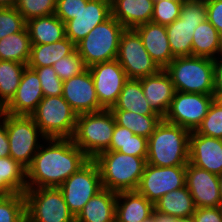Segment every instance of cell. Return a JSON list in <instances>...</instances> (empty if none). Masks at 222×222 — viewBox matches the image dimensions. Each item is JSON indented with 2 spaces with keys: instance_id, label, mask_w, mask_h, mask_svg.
Here are the masks:
<instances>
[{
  "instance_id": "8fae6325",
  "label": "cell",
  "mask_w": 222,
  "mask_h": 222,
  "mask_svg": "<svg viewBox=\"0 0 222 222\" xmlns=\"http://www.w3.org/2000/svg\"><path fill=\"white\" fill-rule=\"evenodd\" d=\"M67 207L77 217L85 204L103 189L97 163L90 159L58 187Z\"/></svg>"
},
{
  "instance_id": "9c48e42d",
  "label": "cell",
  "mask_w": 222,
  "mask_h": 222,
  "mask_svg": "<svg viewBox=\"0 0 222 222\" xmlns=\"http://www.w3.org/2000/svg\"><path fill=\"white\" fill-rule=\"evenodd\" d=\"M26 222H76L58 187L26 188Z\"/></svg>"
},
{
  "instance_id": "4fadbf2b",
  "label": "cell",
  "mask_w": 222,
  "mask_h": 222,
  "mask_svg": "<svg viewBox=\"0 0 222 222\" xmlns=\"http://www.w3.org/2000/svg\"><path fill=\"white\" fill-rule=\"evenodd\" d=\"M214 101L213 95L175 91L164 120L181 126L190 132L196 131Z\"/></svg>"
},
{
  "instance_id": "3957f363",
  "label": "cell",
  "mask_w": 222,
  "mask_h": 222,
  "mask_svg": "<svg viewBox=\"0 0 222 222\" xmlns=\"http://www.w3.org/2000/svg\"><path fill=\"white\" fill-rule=\"evenodd\" d=\"M99 168L102 187L116 193L136 191L146 160L143 157L103 151L93 159Z\"/></svg>"
},
{
  "instance_id": "1f68e13d",
  "label": "cell",
  "mask_w": 222,
  "mask_h": 222,
  "mask_svg": "<svg viewBox=\"0 0 222 222\" xmlns=\"http://www.w3.org/2000/svg\"><path fill=\"white\" fill-rule=\"evenodd\" d=\"M26 169L10 156L0 158V196L24 193Z\"/></svg>"
},
{
  "instance_id": "52a82bcc",
  "label": "cell",
  "mask_w": 222,
  "mask_h": 222,
  "mask_svg": "<svg viewBox=\"0 0 222 222\" xmlns=\"http://www.w3.org/2000/svg\"><path fill=\"white\" fill-rule=\"evenodd\" d=\"M125 27L113 16L96 25L76 44V50L87 68L94 64L117 59L119 42Z\"/></svg>"
},
{
  "instance_id": "4316f807",
  "label": "cell",
  "mask_w": 222,
  "mask_h": 222,
  "mask_svg": "<svg viewBox=\"0 0 222 222\" xmlns=\"http://www.w3.org/2000/svg\"><path fill=\"white\" fill-rule=\"evenodd\" d=\"M76 45L67 37L50 44H32L29 68L52 66L56 61L72 54Z\"/></svg>"
},
{
  "instance_id": "c3c4849f",
  "label": "cell",
  "mask_w": 222,
  "mask_h": 222,
  "mask_svg": "<svg viewBox=\"0 0 222 222\" xmlns=\"http://www.w3.org/2000/svg\"><path fill=\"white\" fill-rule=\"evenodd\" d=\"M155 212V222H176L177 218L168 214L161 213L159 211L153 210Z\"/></svg>"
},
{
  "instance_id": "8992f818",
  "label": "cell",
  "mask_w": 222,
  "mask_h": 222,
  "mask_svg": "<svg viewBox=\"0 0 222 222\" xmlns=\"http://www.w3.org/2000/svg\"><path fill=\"white\" fill-rule=\"evenodd\" d=\"M0 119L6 125L10 157L27 169L47 138L31 116L10 115L0 110Z\"/></svg>"
},
{
  "instance_id": "ffe728a7",
  "label": "cell",
  "mask_w": 222,
  "mask_h": 222,
  "mask_svg": "<svg viewBox=\"0 0 222 222\" xmlns=\"http://www.w3.org/2000/svg\"><path fill=\"white\" fill-rule=\"evenodd\" d=\"M43 97V90L37 73L26 66L15 96L2 111L10 115L30 116Z\"/></svg>"
},
{
  "instance_id": "30bf717a",
  "label": "cell",
  "mask_w": 222,
  "mask_h": 222,
  "mask_svg": "<svg viewBox=\"0 0 222 222\" xmlns=\"http://www.w3.org/2000/svg\"><path fill=\"white\" fill-rule=\"evenodd\" d=\"M207 20L206 1H184L180 17L166 25L170 48L174 57L192 55L195 28Z\"/></svg>"
},
{
  "instance_id": "816d5d0a",
  "label": "cell",
  "mask_w": 222,
  "mask_h": 222,
  "mask_svg": "<svg viewBox=\"0 0 222 222\" xmlns=\"http://www.w3.org/2000/svg\"><path fill=\"white\" fill-rule=\"evenodd\" d=\"M219 177L220 207L222 208V174Z\"/></svg>"
},
{
  "instance_id": "f1b7e54d",
  "label": "cell",
  "mask_w": 222,
  "mask_h": 222,
  "mask_svg": "<svg viewBox=\"0 0 222 222\" xmlns=\"http://www.w3.org/2000/svg\"><path fill=\"white\" fill-rule=\"evenodd\" d=\"M221 54L222 36L208 20H205L194 30L192 55L215 59Z\"/></svg>"
},
{
  "instance_id": "f6af8a7d",
  "label": "cell",
  "mask_w": 222,
  "mask_h": 222,
  "mask_svg": "<svg viewBox=\"0 0 222 222\" xmlns=\"http://www.w3.org/2000/svg\"><path fill=\"white\" fill-rule=\"evenodd\" d=\"M192 216L195 222H222V208L220 206L196 208Z\"/></svg>"
},
{
  "instance_id": "11a10c76",
  "label": "cell",
  "mask_w": 222,
  "mask_h": 222,
  "mask_svg": "<svg viewBox=\"0 0 222 222\" xmlns=\"http://www.w3.org/2000/svg\"><path fill=\"white\" fill-rule=\"evenodd\" d=\"M183 1H200V0H183Z\"/></svg>"
},
{
  "instance_id": "bcb514c9",
  "label": "cell",
  "mask_w": 222,
  "mask_h": 222,
  "mask_svg": "<svg viewBox=\"0 0 222 222\" xmlns=\"http://www.w3.org/2000/svg\"><path fill=\"white\" fill-rule=\"evenodd\" d=\"M10 156V144L7 135L6 125L0 119V158Z\"/></svg>"
},
{
  "instance_id": "ac0fdd59",
  "label": "cell",
  "mask_w": 222,
  "mask_h": 222,
  "mask_svg": "<svg viewBox=\"0 0 222 222\" xmlns=\"http://www.w3.org/2000/svg\"><path fill=\"white\" fill-rule=\"evenodd\" d=\"M112 16L111 3L107 0H88L75 18L65 23V36L75 45L87 34Z\"/></svg>"
},
{
  "instance_id": "484cf974",
  "label": "cell",
  "mask_w": 222,
  "mask_h": 222,
  "mask_svg": "<svg viewBox=\"0 0 222 222\" xmlns=\"http://www.w3.org/2000/svg\"><path fill=\"white\" fill-rule=\"evenodd\" d=\"M31 44H50L64 39L65 23L55 14L26 21Z\"/></svg>"
},
{
  "instance_id": "f907efd6",
  "label": "cell",
  "mask_w": 222,
  "mask_h": 222,
  "mask_svg": "<svg viewBox=\"0 0 222 222\" xmlns=\"http://www.w3.org/2000/svg\"><path fill=\"white\" fill-rule=\"evenodd\" d=\"M213 99L222 108V92H213Z\"/></svg>"
},
{
  "instance_id": "74e56055",
  "label": "cell",
  "mask_w": 222,
  "mask_h": 222,
  "mask_svg": "<svg viewBox=\"0 0 222 222\" xmlns=\"http://www.w3.org/2000/svg\"><path fill=\"white\" fill-rule=\"evenodd\" d=\"M183 0L154 1V11L151 22L168 25L180 17Z\"/></svg>"
},
{
  "instance_id": "d590c367",
  "label": "cell",
  "mask_w": 222,
  "mask_h": 222,
  "mask_svg": "<svg viewBox=\"0 0 222 222\" xmlns=\"http://www.w3.org/2000/svg\"><path fill=\"white\" fill-rule=\"evenodd\" d=\"M0 222H26L24 193L0 196Z\"/></svg>"
},
{
  "instance_id": "d6a6232c",
  "label": "cell",
  "mask_w": 222,
  "mask_h": 222,
  "mask_svg": "<svg viewBox=\"0 0 222 222\" xmlns=\"http://www.w3.org/2000/svg\"><path fill=\"white\" fill-rule=\"evenodd\" d=\"M31 46L27 28L21 32L7 35L0 40V60L15 61L27 65Z\"/></svg>"
},
{
  "instance_id": "277c9868",
  "label": "cell",
  "mask_w": 222,
  "mask_h": 222,
  "mask_svg": "<svg viewBox=\"0 0 222 222\" xmlns=\"http://www.w3.org/2000/svg\"><path fill=\"white\" fill-rule=\"evenodd\" d=\"M175 91L213 95V59L199 56L175 57L165 68Z\"/></svg>"
},
{
  "instance_id": "d6986e66",
  "label": "cell",
  "mask_w": 222,
  "mask_h": 222,
  "mask_svg": "<svg viewBox=\"0 0 222 222\" xmlns=\"http://www.w3.org/2000/svg\"><path fill=\"white\" fill-rule=\"evenodd\" d=\"M189 163L208 172L222 174V139L190 132Z\"/></svg>"
},
{
  "instance_id": "6da1fadb",
  "label": "cell",
  "mask_w": 222,
  "mask_h": 222,
  "mask_svg": "<svg viewBox=\"0 0 222 222\" xmlns=\"http://www.w3.org/2000/svg\"><path fill=\"white\" fill-rule=\"evenodd\" d=\"M89 160L72 138H47L26 169L27 188L59 187Z\"/></svg>"
},
{
  "instance_id": "836d02e7",
  "label": "cell",
  "mask_w": 222,
  "mask_h": 222,
  "mask_svg": "<svg viewBox=\"0 0 222 222\" xmlns=\"http://www.w3.org/2000/svg\"><path fill=\"white\" fill-rule=\"evenodd\" d=\"M117 125L126 127L134 134L149 138L163 119L160 115H141L126 110H110Z\"/></svg>"
},
{
  "instance_id": "ba28073f",
  "label": "cell",
  "mask_w": 222,
  "mask_h": 222,
  "mask_svg": "<svg viewBox=\"0 0 222 222\" xmlns=\"http://www.w3.org/2000/svg\"><path fill=\"white\" fill-rule=\"evenodd\" d=\"M30 116L46 138H72L78 115L59 95L44 96Z\"/></svg>"
},
{
  "instance_id": "f35d334b",
  "label": "cell",
  "mask_w": 222,
  "mask_h": 222,
  "mask_svg": "<svg viewBox=\"0 0 222 222\" xmlns=\"http://www.w3.org/2000/svg\"><path fill=\"white\" fill-rule=\"evenodd\" d=\"M25 28L26 21L15 7H0V40Z\"/></svg>"
},
{
  "instance_id": "ee69618b",
  "label": "cell",
  "mask_w": 222,
  "mask_h": 222,
  "mask_svg": "<svg viewBox=\"0 0 222 222\" xmlns=\"http://www.w3.org/2000/svg\"><path fill=\"white\" fill-rule=\"evenodd\" d=\"M207 8V20L216 28L222 36V0H205Z\"/></svg>"
},
{
  "instance_id": "681fc988",
  "label": "cell",
  "mask_w": 222,
  "mask_h": 222,
  "mask_svg": "<svg viewBox=\"0 0 222 222\" xmlns=\"http://www.w3.org/2000/svg\"><path fill=\"white\" fill-rule=\"evenodd\" d=\"M17 0H0V7H15Z\"/></svg>"
},
{
  "instance_id": "f546056e",
  "label": "cell",
  "mask_w": 222,
  "mask_h": 222,
  "mask_svg": "<svg viewBox=\"0 0 222 222\" xmlns=\"http://www.w3.org/2000/svg\"><path fill=\"white\" fill-rule=\"evenodd\" d=\"M154 209L176 218L191 217L195 212L193 198L186 185L170 191L154 203Z\"/></svg>"
},
{
  "instance_id": "f5cc1de1",
  "label": "cell",
  "mask_w": 222,
  "mask_h": 222,
  "mask_svg": "<svg viewBox=\"0 0 222 222\" xmlns=\"http://www.w3.org/2000/svg\"><path fill=\"white\" fill-rule=\"evenodd\" d=\"M176 222H195L193 216L186 218H177Z\"/></svg>"
},
{
  "instance_id": "db71d44e",
  "label": "cell",
  "mask_w": 222,
  "mask_h": 222,
  "mask_svg": "<svg viewBox=\"0 0 222 222\" xmlns=\"http://www.w3.org/2000/svg\"><path fill=\"white\" fill-rule=\"evenodd\" d=\"M141 222H155V212L153 211L151 216Z\"/></svg>"
},
{
  "instance_id": "d4e9b609",
  "label": "cell",
  "mask_w": 222,
  "mask_h": 222,
  "mask_svg": "<svg viewBox=\"0 0 222 222\" xmlns=\"http://www.w3.org/2000/svg\"><path fill=\"white\" fill-rule=\"evenodd\" d=\"M116 196V192L103 188L85 204L76 222H115Z\"/></svg>"
},
{
  "instance_id": "44dd1931",
  "label": "cell",
  "mask_w": 222,
  "mask_h": 222,
  "mask_svg": "<svg viewBox=\"0 0 222 222\" xmlns=\"http://www.w3.org/2000/svg\"><path fill=\"white\" fill-rule=\"evenodd\" d=\"M152 60L160 69H165L175 58L167 37L166 26L147 22L134 28Z\"/></svg>"
},
{
  "instance_id": "7402d4cb",
  "label": "cell",
  "mask_w": 222,
  "mask_h": 222,
  "mask_svg": "<svg viewBox=\"0 0 222 222\" xmlns=\"http://www.w3.org/2000/svg\"><path fill=\"white\" fill-rule=\"evenodd\" d=\"M139 80L148 103L158 115L164 118L175 93L170 75L165 69H161L157 74Z\"/></svg>"
},
{
  "instance_id": "cb8c5ba5",
  "label": "cell",
  "mask_w": 222,
  "mask_h": 222,
  "mask_svg": "<svg viewBox=\"0 0 222 222\" xmlns=\"http://www.w3.org/2000/svg\"><path fill=\"white\" fill-rule=\"evenodd\" d=\"M154 204L137 191H122L116 196L115 222H141L152 215Z\"/></svg>"
},
{
  "instance_id": "7bdbcfd3",
  "label": "cell",
  "mask_w": 222,
  "mask_h": 222,
  "mask_svg": "<svg viewBox=\"0 0 222 222\" xmlns=\"http://www.w3.org/2000/svg\"><path fill=\"white\" fill-rule=\"evenodd\" d=\"M88 0H57L55 15L66 23L75 18Z\"/></svg>"
},
{
  "instance_id": "9a60e30c",
  "label": "cell",
  "mask_w": 222,
  "mask_h": 222,
  "mask_svg": "<svg viewBox=\"0 0 222 222\" xmlns=\"http://www.w3.org/2000/svg\"><path fill=\"white\" fill-rule=\"evenodd\" d=\"M94 81L95 91L100 105L110 109L128 80L126 72L117 60L102 62L88 68Z\"/></svg>"
},
{
  "instance_id": "60d3db41",
  "label": "cell",
  "mask_w": 222,
  "mask_h": 222,
  "mask_svg": "<svg viewBox=\"0 0 222 222\" xmlns=\"http://www.w3.org/2000/svg\"><path fill=\"white\" fill-rule=\"evenodd\" d=\"M196 132L205 136L222 139V108L214 101Z\"/></svg>"
},
{
  "instance_id": "603a6c76",
  "label": "cell",
  "mask_w": 222,
  "mask_h": 222,
  "mask_svg": "<svg viewBox=\"0 0 222 222\" xmlns=\"http://www.w3.org/2000/svg\"><path fill=\"white\" fill-rule=\"evenodd\" d=\"M112 16L126 29L151 22L154 1L153 0H113L111 2Z\"/></svg>"
},
{
  "instance_id": "5bb4252c",
  "label": "cell",
  "mask_w": 222,
  "mask_h": 222,
  "mask_svg": "<svg viewBox=\"0 0 222 222\" xmlns=\"http://www.w3.org/2000/svg\"><path fill=\"white\" fill-rule=\"evenodd\" d=\"M186 166L145 165L136 191L153 204L170 191L185 186Z\"/></svg>"
},
{
  "instance_id": "b9f144b4",
  "label": "cell",
  "mask_w": 222,
  "mask_h": 222,
  "mask_svg": "<svg viewBox=\"0 0 222 222\" xmlns=\"http://www.w3.org/2000/svg\"><path fill=\"white\" fill-rule=\"evenodd\" d=\"M41 82L44 96H59L63 94V81L58 77L52 66L31 68Z\"/></svg>"
},
{
  "instance_id": "7c38bea8",
  "label": "cell",
  "mask_w": 222,
  "mask_h": 222,
  "mask_svg": "<svg viewBox=\"0 0 222 222\" xmlns=\"http://www.w3.org/2000/svg\"><path fill=\"white\" fill-rule=\"evenodd\" d=\"M128 79H140L157 74L161 69L145 49L142 39L134 29H125L120 37L116 59Z\"/></svg>"
},
{
  "instance_id": "5b68a950",
  "label": "cell",
  "mask_w": 222,
  "mask_h": 222,
  "mask_svg": "<svg viewBox=\"0 0 222 222\" xmlns=\"http://www.w3.org/2000/svg\"><path fill=\"white\" fill-rule=\"evenodd\" d=\"M115 124L110 109L78 115L73 142L90 159H94L109 148Z\"/></svg>"
},
{
  "instance_id": "7dc6e473",
  "label": "cell",
  "mask_w": 222,
  "mask_h": 222,
  "mask_svg": "<svg viewBox=\"0 0 222 222\" xmlns=\"http://www.w3.org/2000/svg\"><path fill=\"white\" fill-rule=\"evenodd\" d=\"M214 63V92H222V54L213 59Z\"/></svg>"
},
{
  "instance_id": "ab89813d",
  "label": "cell",
  "mask_w": 222,
  "mask_h": 222,
  "mask_svg": "<svg viewBox=\"0 0 222 222\" xmlns=\"http://www.w3.org/2000/svg\"><path fill=\"white\" fill-rule=\"evenodd\" d=\"M58 77L64 81L84 72L87 67L77 50L52 65Z\"/></svg>"
},
{
  "instance_id": "e575fe53",
  "label": "cell",
  "mask_w": 222,
  "mask_h": 222,
  "mask_svg": "<svg viewBox=\"0 0 222 222\" xmlns=\"http://www.w3.org/2000/svg\"><path fill=\"white\" fill-rule=\"evenodd\" d=\"M26 66L15 61L0 60V110L15 96Z\"/></svg>"
},
{
  "instance_id": "e0dca14e",
  "label": "cell",
  "mask_w": 222,
  "mask_h": 222,
  "mask_svg": "<svg viewBox=\"0 0 222 222\" xmlns=\"http://www.w3.org/2000/svg\"><path fill=\"white\" fill-rule=\"evenodd\" d=\"M185 185L196 208L220 206L219 177L188 162Z\"/></svg>"
},
{
  "instance_id": "7a4b0ae2",
  "label": "cell",
  "mask_w": 222,
  "mask_h": 222,
  "mask_svg": "<svg viewBox=\"0 0 222 222\" xmlns=\"http://www.w3.org/2000/svg\"><path fill=\"white\" fill-rule=\"evenodd\" d=\"M190 131L164 119L148 138L146 163L152 166H186L189 162Z\"/></svg>"
},
{
  "instance_id": "8d00e7d4",
  "label": "cell",
  "mask_w": 222,
  "mask_h": 222,
  "mask_svg": "<svg viewBox=\"0 0 222 222\" xmlns=\"http://www.w3.org/2000/svg\"><path fill=\"white\" fill-rule=\"evenodd\" d=\"M57 0H17L15 8L25 21L55 14Z\"/></svg>"
},
{
  "instance_id": "4dcf8cb0",
  "label": "cell",
  "mask_w": 222,
  "mask_h": 222,
  "mask_svg": "<svg viewBox=\"0 0 222 222\" xmlns=\"http://www.w3.org/2000/svg\"><path fill=\"white\" fill-rule=\"evenodd\" d=\"M106 151H118L122 154L143 157L148 155V139L134 134L126 127L115 124L110 146Z\"/></svg>"
},
{
  "instance_id": "83f0119b",
  "label": "cell",
  "mask_w": 222,
  "mask_h": 222,
  "mask_svg": "<svg viewBox=\"0 0 222 222\" xmlns=\"http://www.w3.org/2000/svg\"><path fill=\"white\" fill-rule=\"evenodd\" d=\"M110 110H126L141 115H158L145 98L139 79H128L125 82L117 102Z\"/></svg>"
},
{
  "instance_id": "2e32d148",
  "label": "cell",
  "mask_w": 222,
  "mask_h": 222,
  "mask_svg": "<svg viewBox=\"0 0 222 222\" xmlns=\"http://www.w3.org/2000/svg\"><path fill=\"white\" fill-rule=\"evenodd\" d=\"M63 98L77 115L104 110L98 101L89 69L63 81Z\"/></svg>"
}]
</instances>
